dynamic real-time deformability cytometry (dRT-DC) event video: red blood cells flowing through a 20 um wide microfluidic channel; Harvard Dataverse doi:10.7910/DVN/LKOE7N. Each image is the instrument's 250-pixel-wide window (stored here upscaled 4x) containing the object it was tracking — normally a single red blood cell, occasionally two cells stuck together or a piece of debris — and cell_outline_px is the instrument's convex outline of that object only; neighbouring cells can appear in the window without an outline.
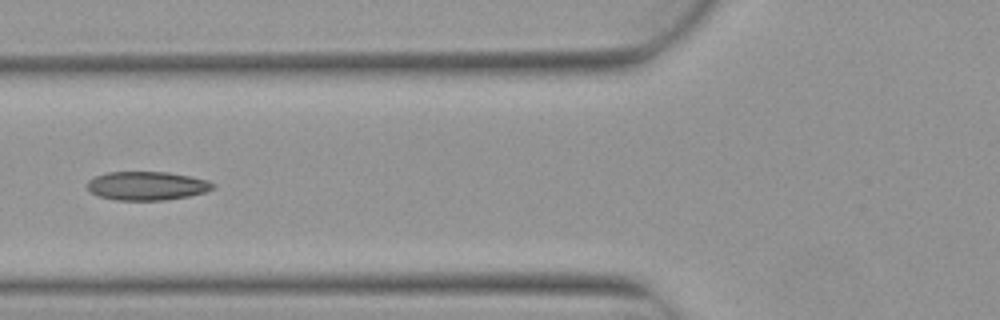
{"species": "Egyptian fruit bat (a non-hibernating species)", "species_latin": "Rousettus aegyptiacus", "temperature_condition": "warm", "stored_images_in_passage": 6, "camera_frame_rate_fps": 3000, "um_per_image_px": 0.085, "animal": {"sex": "female"}, "frame": {"image": 1, "passage_image": 6, "time_ms": 1.667, "image_size_px": [1000, 320], "cell_outline_px": [[216, 188], [208, 192], [188, 196], [164, 200], [116, 200], [100, 196], [88, 192], [88, 180], [96, 176], [108, 172], [168, 172], [192, 176], [208, 180], [216, 184]], "centroid_in_image_um": [12.54, 15.79], "position_along_channel_um": 113.3, "area_um2": 21.21}}